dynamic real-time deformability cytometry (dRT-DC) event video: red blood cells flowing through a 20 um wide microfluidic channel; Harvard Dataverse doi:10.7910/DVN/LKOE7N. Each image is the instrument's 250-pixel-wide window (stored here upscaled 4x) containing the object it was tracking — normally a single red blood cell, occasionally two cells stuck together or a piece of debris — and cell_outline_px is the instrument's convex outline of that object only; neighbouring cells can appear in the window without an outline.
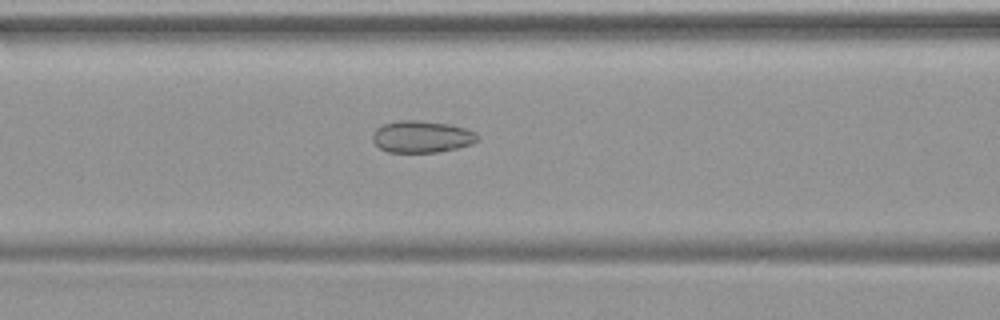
{"species": "common noctule bat (a hibernating species)", "species_latin": "Nyctalus noctula", "temperature_condition": "warm", "stored_images_in_passage": 40, "camera_frame_rate_fps": 3000, "um_per_image_px": 0.085, "animal": {"sex": "female", "body_mass_g": 19.9}, "frame": {"image": 1, "passage_image": 12, "time_ms": 3.667, "image_size_px": [1000, 320], "cell_outline_px": [[480, 140], [472, 144], [440, 152], [388, 152], [380, 148], [372, 140], [372, 136], [376, 128], [384, 124], [400, 120], [416, 120], [452, 124], [476, 132], [480, 136]], "centroid_in_image_um": [35.89, 11.62], "position_along_channel_um": 130.7, "area_um2": 19.65}}
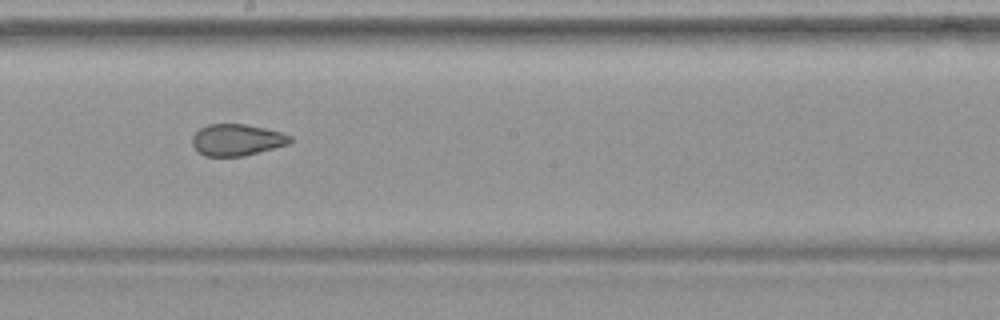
{"frame": {"image": 2, "passage_image": 19, "time_ms": 6.0, "image_size_px": [1000, 320], "cell_outline_px": [[292, 140], [288, 144], [244, 156], [204, 156], [196, 152], [192, 144], [192, 136], [200, 128], [208, 124], [244, 124], [264, 128], [280, 132], [292, 136]], "centroid_in_image_um": [20.09, 11.89], "position_along_channel_um": 228.1, "area_um2": 18.03}}
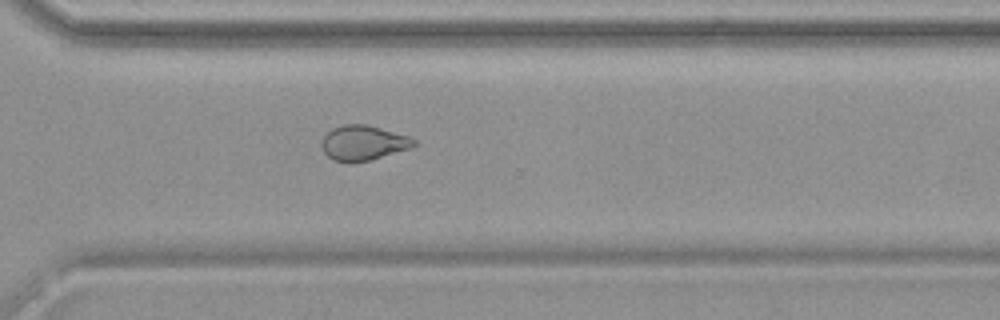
{"frame": {"image": 3, "passage_image": 27, "time_ms": 8.667, "image_size_px": [1000, 320], "cell_outline_px": [[416, 144], [412, 148], [368, 160], [332, 160], [324, 152], [320, 144], [324, 136], [332, 128], [344, 124], [364, 124], [380, 128], [408, 136], [416, 140]], "centroid_in_image_um": [30.88, 12.12], "position_along_channel_um": 339.7, "area_um2": 18.32}}